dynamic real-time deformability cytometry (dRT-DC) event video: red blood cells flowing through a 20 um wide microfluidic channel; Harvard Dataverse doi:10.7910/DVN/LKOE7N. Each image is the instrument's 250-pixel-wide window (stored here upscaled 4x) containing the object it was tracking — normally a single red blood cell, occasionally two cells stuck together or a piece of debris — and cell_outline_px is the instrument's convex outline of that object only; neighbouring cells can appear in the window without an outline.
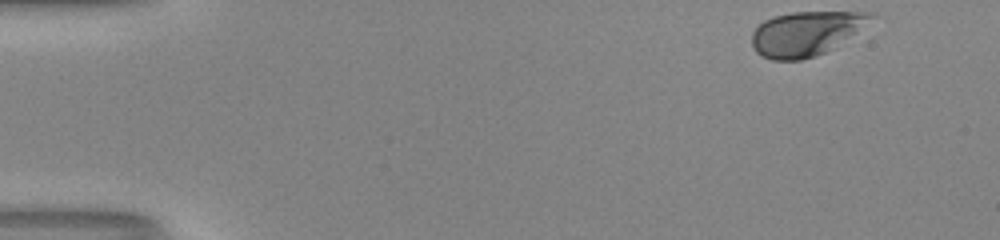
{"species": "human", "species_latin": "Homo sapiens", "temperature_condition": "room temperature", "stored_images_in_passage": 40, "camera_frame_rate_fps": 3000, "um_per_image_px": 0.085, "donor": {"sex": "male"}, "frame": {"image": 1, "passage_image": 1, "time_ms": 0.0, "image_size_px": [1000, 240], "cell_outline_px": [[880, 16], [824, 52], [816, 56], [800, 60], [772, 60], [760, 56], [756, 52], [752, 44], [752, 32], [764, 20], [776, 16], [792, 12], [876, 12]], "centroid_in_image_um": [68.51, 2.83], "position_along_channel_um": 16.5, "area_um2": 30.58}}
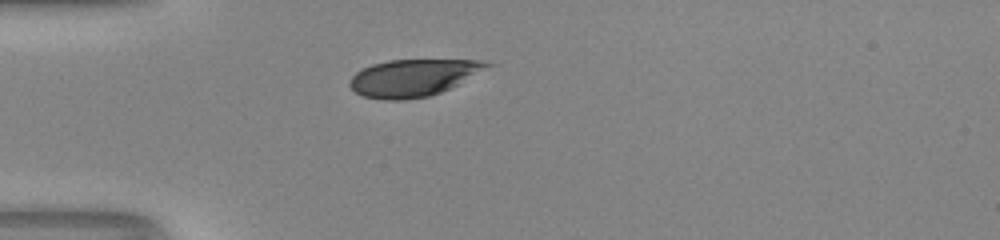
{"frame": {"image": 2, "passage_image": 12, "time_ms": 3.667, "image_size_px": [1000, 240], "cell_outline_px": [[496, 64], [440, 92], [428, 96], [404, 100], [384, 100], [360, 96], [348, 84], [352, 76], [356, 72], [372, 64], [388, 60], [480, 60]], "centroid_in_image_um": [35.09, 6.61], "position_along_channel_um": 49.9, "area_um2": 29.42}}
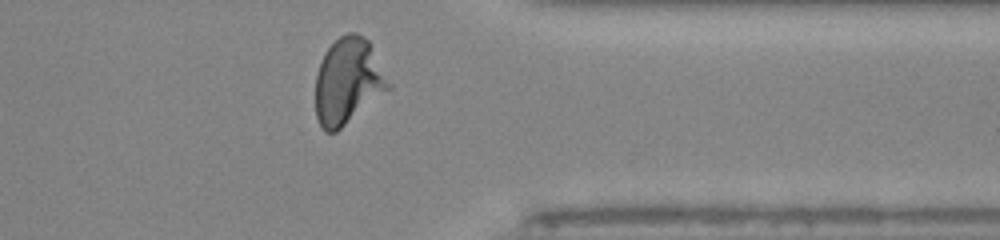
{"frame": {"image": 3, "passage_image": 38, "time_ms": 12.333, "image_size_px": [1000, 240], "cell_outline_px": [[392, 88], [336, 132], [324, 132], [316, 116], [316, 76], [324, 52], [340, 36], [348, 32], [356, 32], [364, 36], [368, 40], [392, 84]], "centroid_in_image_um": [29.6, 6.91], "position_along_channel_um": 381.8, "area_um2": 36.7}, "authors_computed_cell_mechanics": {"area_um2": 34.0442, "velocity_mm_per_s": 4.121, "shape_relaxation_time_tau1_ms": 3.674, "shape_relaxation_time_tau2_ms": null, "deformation_change_tau1": 0.1729, "deformation_change_tau2": null}}